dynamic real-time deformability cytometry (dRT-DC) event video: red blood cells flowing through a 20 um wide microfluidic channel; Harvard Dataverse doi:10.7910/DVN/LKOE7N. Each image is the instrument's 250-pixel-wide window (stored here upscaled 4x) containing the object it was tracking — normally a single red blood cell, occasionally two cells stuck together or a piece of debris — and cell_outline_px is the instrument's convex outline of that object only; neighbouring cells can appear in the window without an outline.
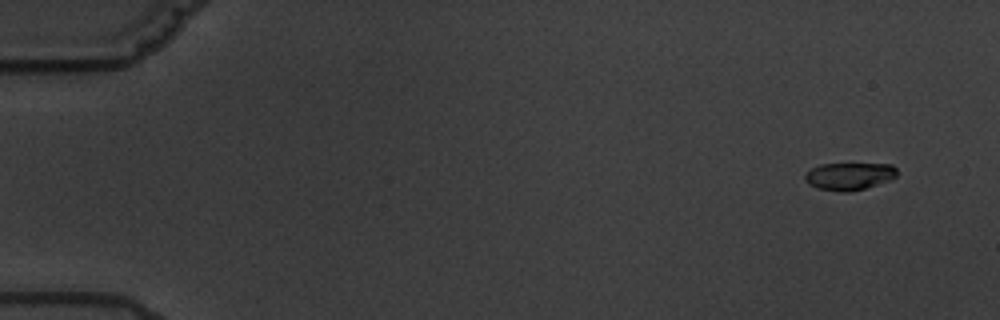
{"species": "common noctule bat (a hibernating species)", "species_latin": "Nyctalus noctula", "temperature_condition": "warm", "stored_images_in_passage": 17, "camera_frame_rate_fps": 3000, "um_per_image_px": 0.085, "animal": {"sex": "male", "body_mass_g": 19.5, "forearm_length_mm": 54.6}, "frame": {"image": 1, "passage_image": 1, "time_ms": 0.0, "image_size_px": [1000, 320], "cell_outline_px": [[896, 176], [888, 180], [864, 188], [848, 192], [840, 192], [820, 188], [808, 184], [804, 180], [804, 176], [812, 168], [820, 164], [892, 164], [896, 168]], "centroid_in_image_um": [72.16, 14.97], "position_along_channel_um": 12.8, "area_um2": 14.45}}
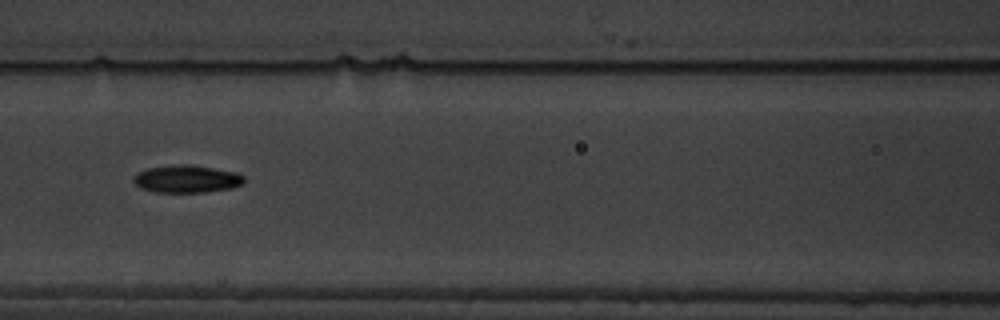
{"frame": {"image": 2, "passage_image": 8, "time_ms": 8.0, "image_size_px": [1000, 320], "cell_outline_px": [[244, 184], [232, 188], [204, 192], [156, 192], [140, 188], [132, 180], [132, 176], [136, 172], [148, 168], [180, 164], [188, 164], [236, 172], [244, 176]], "centroid_in_image_um": [15.85, 15.21], "position_along_channel_um": 150.8, "area_um2": 17.8}}
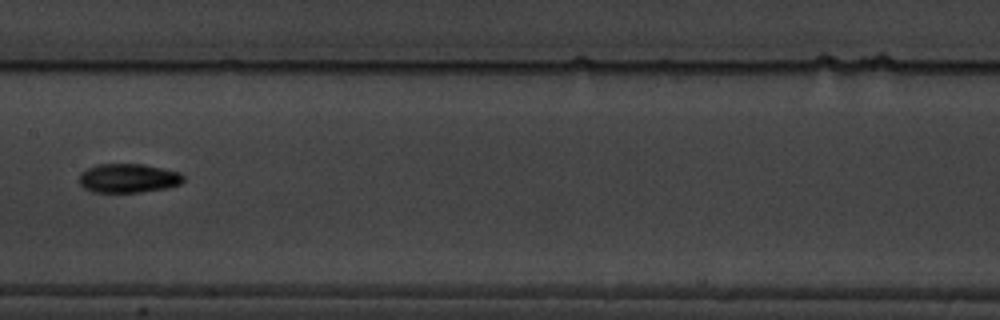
{"frame": {"image": 3, "passage_image": 9, "time_ms": 9.333, "image_size_px": [1000, 320], "cell_outline_px": [[184, 180], [180, 184], [164, 188], [140, 192], [92, 192], [84, 188], [80, 184], [80, 172], [96, 164], [144, 164], [164, 168], [180, 172], [184, 176]], "centroid_in_image_um": [10.9, 15.14], "position_along_channel_um": 196.5, "area_um2": 17.69}, "authors_computed_cell_mechanics": {"area_um2": 16.5886, "velocity_mm_per_s": 3.4424, "shape_relaxation_time_tau1_ms": 5.6462, "shape_relaxation_time_tau2_ms": 2.1644, "deformation_change_tau1": 0.1503, "deformation_change_tau2": 0.0579}}